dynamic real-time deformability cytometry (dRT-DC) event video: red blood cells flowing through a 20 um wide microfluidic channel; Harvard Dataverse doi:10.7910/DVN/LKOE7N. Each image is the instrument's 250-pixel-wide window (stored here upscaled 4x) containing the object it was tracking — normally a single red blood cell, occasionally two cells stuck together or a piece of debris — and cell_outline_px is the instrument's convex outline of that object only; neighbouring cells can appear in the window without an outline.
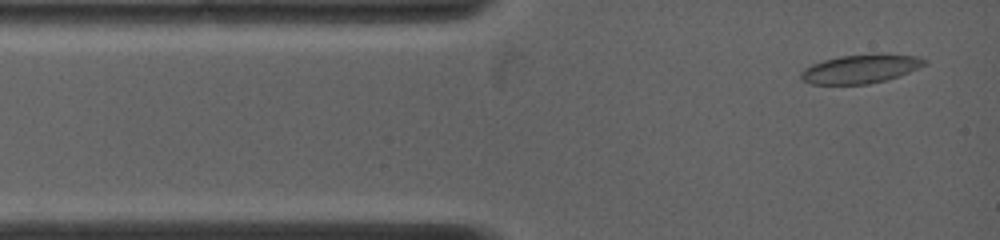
{"species": "common noctule bat (a hibernating species)", "species_latin": "Nyctalus noctula", "temperature_condition": "warm", "stored_images_in_passage": 65, "camera_frame_rate_fps": 5000, "um_per_image_px": 0.085, "animal": {"sex": "female", "body_mass_g": 19.0, "forearm_length_mm": 53.3}, "frame": {"image": 1, "passage_image": 3, "time_ms": 0.4, "image_size_px": [1000, 240], "cell_outline_px": [[928, 64], [908, 72], [884, 80], [868, 84], [812, 84], [800, 80], [800, 72], [804, 68], [812, 64], [824, 60], [840, 56], [916, 56], [928, 60]], "centroid_in_image_um": [73.07, 5.89], "position_along_channel_um": 11.9, "area_um2": 19.88}}
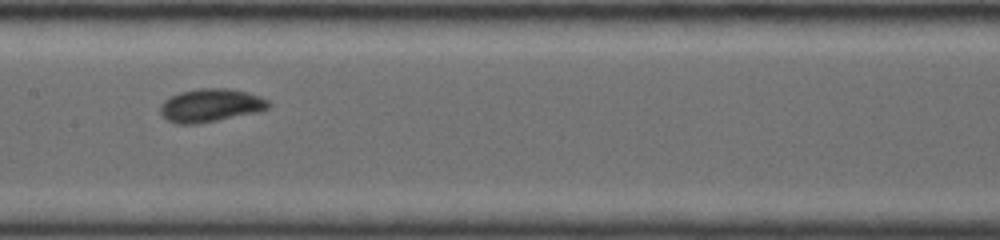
{"frame": {"image": 2, "passage_image": 30, "time_ms": 5.8, "image_size_px": [1000, 240], "cell_outline_px": [[272, 104], [268, 108], [260, 112], [196, 124], [180, 124], [168, 120], [160, 112], [160, 104], [164, 100], [180, 92], [200, 88], [228, 88], [260, 96], [268, 100]], "centroid_in_image_um": [17.93, 8.95], "position_along_channel_um": 189.5, "area_um2": 20.87}}
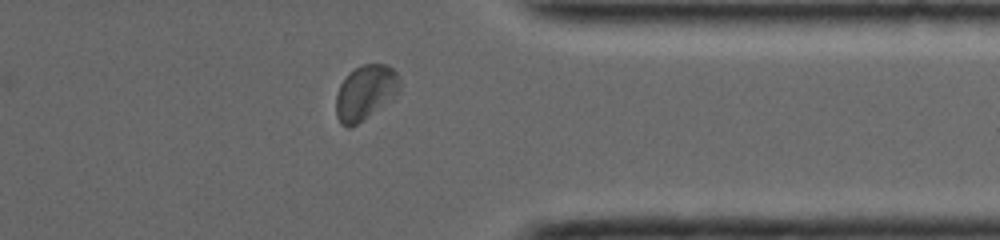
{"frame": {"image": 3, "passage_image": 55, "time_ms": 10.8, "image_size_px": [1000, 240], "cell_outline_px": [[400, 92], [396, 96], [356, 124], [348, 128], [340, 124], [336, 116], [336, 92], [340, 84], [348, 72], [364, 64], [388, 64], [396, 72], [400, 80]], "centroid_in_image_um": [31.05, 7.85], "position_along_channel_um": 380.4, "area_um2": 20.4}, "authors_computed_cell_mechanics": {"area_um2": 19.9988, "velocity_mm_per_s": 3.9402, "shape_relaxation_time_tau1_ms": 4.7154, "shape_relaxation_time_tau2_ms": 0.8785, "deformation_change_tau1": 0.1109, "deformation_change_tau2": 0.0342}}